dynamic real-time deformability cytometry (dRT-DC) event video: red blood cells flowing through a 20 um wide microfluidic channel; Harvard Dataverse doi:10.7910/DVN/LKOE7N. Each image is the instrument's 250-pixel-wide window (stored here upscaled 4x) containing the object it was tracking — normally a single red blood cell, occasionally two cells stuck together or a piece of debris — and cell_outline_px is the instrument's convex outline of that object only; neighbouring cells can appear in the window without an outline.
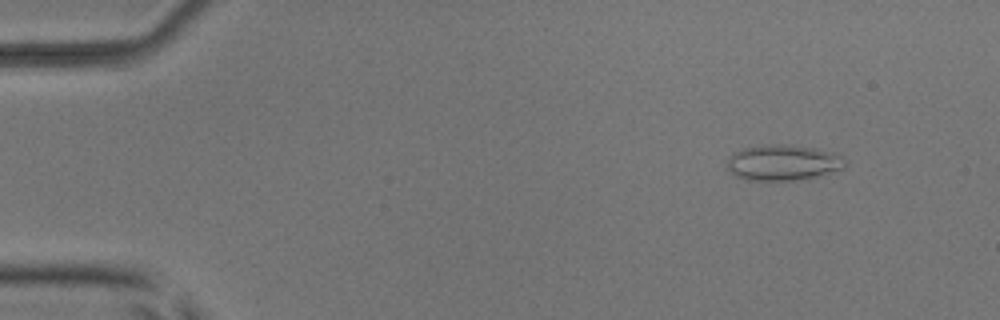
{"species": "common noctule bat (a hibernating species)", "species_latin": "Nyctalus noctula", "temperature_condition": "room temperature", "stored_images_in_passage": 53, "camera_frame_rate_fps": 3000, "um_per_image_px": 0.085, "animal": {"sex": "male", "body_mass_g": 17.9, "forearm_length_mm": 54.2}, "frame": {"image": 1, "passage_image": 6, "time_ms": 1.667, "image_size_px": [1000, 320], "cell_outline_px": [[848, 164], [844, 168], [796, 180], [748, 180], [736, 176], [728, 168], [728, 160], [740, 148], [760, 144], [788, 144], [816, 148], [836, 152], [848, 160]], "centroid_in_image_um": [66.6, 13.79], "position_along_channel_um": 18.4, "area_um2": 24.62}}
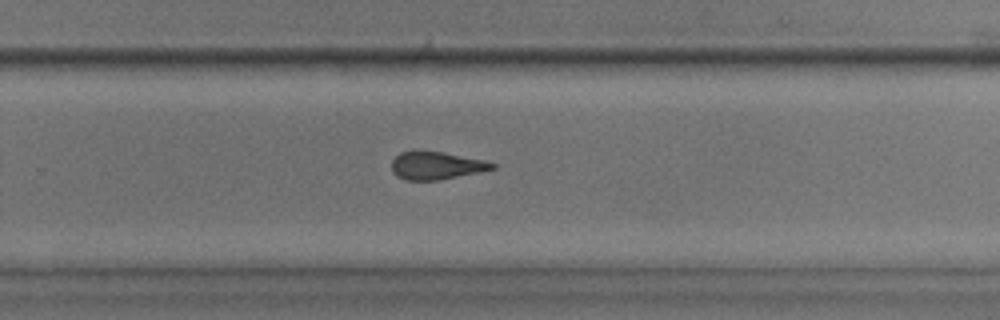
{"frame": {"image": 2, "passage_image": 35, "time_ms": 11.333, "image_size_px": [1000, 320], "cell_outline_px": [[496, 168], [480, 172], [440, 180], [404, 180], [396, 176], [392, 172], [392, 160], [400, 152], [412, 148], [420, 148], [444, 152], [484, 160], [496, 164]], "centroid_in_image_um": [37.03, 14.03], "position_along_channel_um": 292.8, "area_um2": 16.94}}
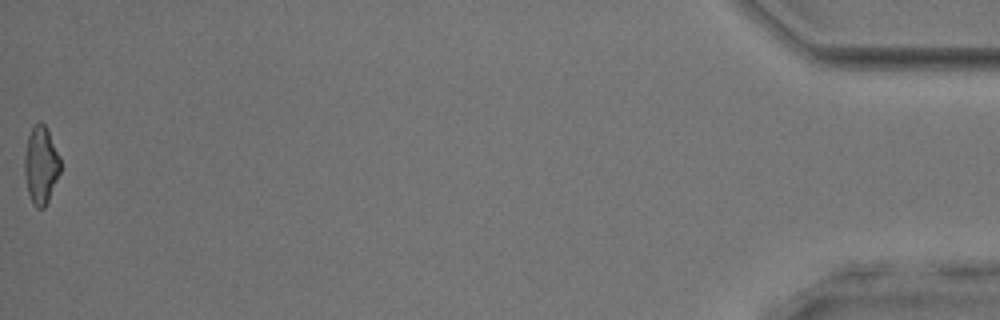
{"frame": {"image": 3, "passage_image": 53, "time_ms": 17.333, "image_size_px": [1000, 320], "cell_outline_px": [[60, 172], [48, 200], [44, 208], [36, 208], [32, 204], [28, 192], [24, 172], [24, 156], [28, 136], [32, 128], [40, 120], [48, 128], [60, 156]], "centroid_in_image_um": [3.48, 14.01], "position_along_channel_um": 431.7, "area_um2": 16.3}, "authors_computed_cell_mechanics": {"area_um2": 17.629, "velocity_mm_per_s": 3.9361, "shape_relaxation_time_tau1_ms": null, "shape_relaxation_time_tau2_ms": 1.5534, "deformation_change_tau1": null, "deformation_change_tau2": 0.0933}}